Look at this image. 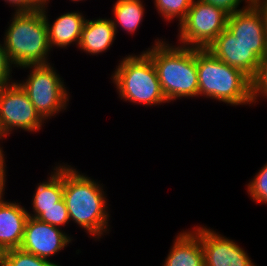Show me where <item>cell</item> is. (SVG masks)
<instances>
[{
  "instance_id": "cell-1",
  "label": "cell",
  "mask_w": 267,
  "mask_h": 266,
  "mask_svg": "<svg viewBox=\"0 0 267 266\" xmlns=\"http://www.w3.org/2000/svg\"><path fill=\"white\" fill-rule=\"evenodd\" d=\"M72 163V164H71ZM73 162L63 161V200L67 206L70 227H76L92 243L112 235L111 200L102 179L82 172ZM102 181V182H101ZM104 238V239H103Z\"/></svg>"
},
{
  "instance_id": "cell-2",
  "label": "cell",
  "mask_w": 267,
  "mask_h": 266,
  "mask_svg": "<svg viewBox=\"0 0 267 266\" xmlns=\"http://www.w3.org/2000/svg\"><path fill=\"white\" fill-rule=\"evenodd\" d=\"M169 38L158 34L142 51L152 60L170 105L190 98L198 100L196 48L178 45Z\"/></svg>"
},
{
  "instance_id": "cell-3",
  "label": "cell",
  "mask_w": 267,
  "mask_h": 266,
  "mask_svg": "<svg viewBox=\"0 0 267 266\" xmlns=\"http://www.w3.org/2000/svg\"><path fill=\"white\" fill-rule=\"evenodd\" d=\"M134 51V52H133ZM119 55L109 83L114 86L119 101L134 107L162 108L169 105L160 86L152 60L142 51ZM136 52V53H135ZM162 106V107H161Z\"/></svg>"
},
{
  "instance_id": "cell-4",
  "label": "cell",
  "mask_w": 267,
  "mask_h": 266,
  "mask_svg": "<svg viewBox=\"0 0 267 266\" xmlns=\"http://www.w3.org/2000/svg\"><path fill=\"white\" fill-rule=\"evenodd\" d=\"M196 63L198 99L236 109L254 107L252 80L241 70L222 62L207 49L196 48Z\"/></svg>"
},
{
  "instance_id": "cell-5",
  "label": "cell",
  "mask_w": 267,
  "mask_h": 266,
  "mask_svg": "<svg viewBox=\"0 0 267 266\" xmlns=\"http://www.w3.org/2000/svg\"><path fill=\"white\" fill-rule=\"evenodd\" d=\"M10 14L1 37L15 70L52 63L53 51L43 11Z\"/></svg>"
},
{
  "instance_id": "cell-6",
  "label": "cell",
  "mask_w": 267,
  "mask_h": 266,
  "mask_svg": "<svg viewBox=\"0 0 267 266\" xmlns=\"http://www.w3.org/2000/svg\"><path fill=\"white\" fill-rule=\"evenodd\" d=\"M54 65L52 62L22 67L18 71L25 73L21 79H16L28 94L37 113L47 124L56 117L58 119L59 115L67 112L72 105V92L67 86L68 82L66 83L60 70L58 71Z\"/></svg>"
},
{
  "instance_id": "cell-7",
  "label": "cell",
  "mask_w": 267,
  "mask_h": 266,
  "mask_svg": "<svg viewBox=\"0 0 267 266\" xmlns=\"http://www.w3.org/2000/svg\"><path fill=\"white\" fill-rule=\"evenodd\" d=\"M229 12L203 0H193L186 18L172 34L175 43L190 48L206 49L226 29Z\"/></svg>"
},
{
  "instance_id": "cell-8",
  "label": "cell",
  "mask_w": 267,
  "mask_h": 266,
  "mask_svg": "<svg viewBox=\"0 0 267 266\" xmlns=\"http://www.w3.org/2000/svg\"><path fill=\"white\" fill-rule=\"evenodd\" d=\"M46 125L17 81L0 88V135L5 141L21 132L39 135Z\"/></svg>"
},
{
  "instance_id": "cell-9",
  "label": "cell",
  "mask_w": 267,
  "mask_h": 266,
  "mask_svg": "<svg viewBox=\"0 0 267 266\" xmlns=\"http://www.w3.org/2000/svg\"><path fill=\"white\" fill-rule=\"evenodd\" d=\"M190 228L200 237L205 266H259L239 240L202 222Z\"/></svg>"
},
{
  "instance_id": "cell-10",
  "label": "cell",
  "mask_w": 267,
  "mask_h": 266,
  "mask_svg": "<svg viewBox=\"0 0 267 266\" xmlns=\"http://www.w3.org/2000/svg\"><path fill=\"white\" fill-rule=\"evenodd\" d=\"M71 232L74 231L68 233L59 227L40 221L38 218L28 217L20 249L57 266H63L61 261L58 262L59 259L56 260V258L58 254L60 255L61 252L68 250V247L77 243V236Z\"/></svg>"
},
{
  "instance_id": "cell-11",
  "label": "cell",
  "mask_w": 267,
  "mask_h": 266,
  "mask_svg": "<svg viewBox=\"0 0 267 266\" xmlns=\"http://www.w3.org/2000/svg\"><path fill=\"white\" fill-rule=\"evenodd\" d=\"M226 28L236 39L250 46L261 60L267 55V27L262 12L254 3L229 13Z\"/></svg>"
},
{
  "instance_id": "cell-12",
  "label": "cell",
  "mask_w": 267,
  "mask_h": 266,
  "mask_svg": "<svg viewBox=\"0 0 267 266\" xmlns=\"http://www.w3.org/2000/svg\"><path fill=\"white\" fill-rule=\"evenodd\" d=\"M52 6L42 10L44 20L48 29V39L50 47L54 53L55 50L64 51L76 48L79 45L83 25L87 18V12L77 7V10L71 8L67 12H60L54 19L50 13ZM53 19V20H51Z\"/></svg>"
},
{
  "instance_id": "cell-13",
  "label": "cell",
  "mask_w": 267,
  "mask_h": 266,
  "mask_svg": "<svg viewBox=\"0 0 267 266\" xmlns=\"http://www.w3.org/2000/svg\"><path fill=\"white\" fill-rule=\"evenodd\" d=\"M206 49L222 62L241 70L251 80L257 74L261 59L227 28Z\"/></svg>"
},
{
  "instance_id": "cell-14",
  "label": "cell",
  "mask_w": 267,
  "mask_h": 266,
  "mask_svg": "<svg viewBox=\"0 0 267 266\" xmlns=\"http://www.w3.org/2000/svg\"><path fill=\"white\" fill-rule=\"evenodd\" d=\"M7 195L0 198V253L20 248L29 217L26 204L19 199H9Z\"/></svg>"
},
{
  "instance_id": "cell-15",
  "label": "cell",
  "mask_w": 267,
  "mask_h": 266,
  "mask_svg": "<svg viewBox=\"0 0 267 266\" xmlns=\"http://www.w3.org/2000/svg\"><path fill=\"white\" fill-rule=\"evenodd\" d=\"M117 34L114 25L108 15L100 17L87 16L83 25L81 38L77 49L80 54H86L91 58L101 57L106 54L117 42Z\"/></svg>"
},
{
  "instance_id": "cell-16",
  "label": "cell",
  "mask_w": 267,
  "mask_h": 266,
  "mask_svg": "<svg viewBox=\"0 0 267 266\" xmlns=\"http://www.w3.org/2000/svg\"><path fill=\"white\" fill-rule=\"evenodd\" d=\"M63 160L54 161L51 169L47 170L46 179L39 180L34 184L31 191L30 205L26 206L28 216L38 218L42 214V208L56 206L63 198ZM42 181V182H41ZM30 206V207H28Z\"/></svg>"
},
{
  "instance_id": "cell-17",
  "label": "cell",
  "mask_w": 267,
  "mask_h": 266,
  "mask_svg": "<svg viewBox=\"0 0 267 266\" xmlns=\"http://www.w3.org/2000/svg\"><path fill=\"white\" fill-rule=\"evenodd\" d=\"M161 266H205L200 237L191 229L177 231Z\"/></svg>"
},
{
  "instance_id": "cell-18",
  "label": "cell",
  "mask_w": 267,
  "mask_h": 266,
  "mask_svg": "<svg viewBox=\"0 0 267 266\" xmlns=\"http://www.w3.org/2000/svg\"><path fill=\"white\" fill-rule=\"evenodd\" d=\"M111 16H108L119 38L120 32L135 37L143 26L149 8L148 0H113ZM147 3V4H146ZM142 25V26H141ZM136 33V34H135Z\"/></svg>"
},
{
  "instance_id": "cell-19",
  "label": "cell",
  "mask_w": 267,
  "mask_h": 266,
  "mask_svg": "<svg viewBox=\"0 0 267 266\" xmlns=\"http://www.w3.org/2000/svg\"><path fill=\"white\" fill-rule=\"evenodd\" d=\"M153 2L152 9L156 10V15L165 22V26H172L177 23L176 27L186 18L193 0H151ZM175 21V22H174ZM167 24V25H166Z\"/></svg>"
},
{
  "instance_id": "cell-20",
  "label": "cell",
  "mask_w": 267,
  "mask_h": 266,
  "mask_svg": "<svg viewBox=\"0 0 267 266\" xmlns=\"http://www.w3.org/2000/svg\"><path fill=\"white\" fill-rule=\"evenodd\" d=\"M250 178L245 184L246 195L255 205L267 206V161Z\"/></svg>"
},
{
  "instance_id": "cell-21",
  "label": "cell",
  "mask_w": 267,
  "mask_h": 266,
  "mask_svg": "<svg viewBox=\"0 0 267 266\" xmlns=\"http://www.w3.org/2000/svg\"><path fill=\"white\" fill-rule=\"evenodd\" d=\"M0 266H57L20 248L0 253Z\"/></svg>"
},
{
  "instance_id": "cell-22",
  "label": "cell",
  "mask_w": 267,
  "mask_h": 266,
  "mask_svg": "<svg viewBox=\"0 0 267 266\" xmlns=\"http://www.w3.org/2000/svg\"><path fill=\"white\" fill-rule=\"evenodd\" d=\"M38 219L52 226L59 227L69 233L68 228H70V218L63 198L56 203V206L42 208V214Z\"/></svg>"
},
{
  "instance_id": "cell-23",
  "label": "cell",
  "mask_w": 267,
  "mask_h": 266,
  "mask_svg": "<svg viewBox=\"0 0 267 266\" xmlns=\"http://www.w3.org/2000/svg\"><path fill=\"white\" fill-rule=\"evenodd\" d=\"M252 101L255 108L267 101V55L261 60L257 74L252 79Z\"/></svg>"
},
{
  "instance_id": "cell-24",
  "label": "cell",
  "mask_w": 267,
  "mask_h": 266,
  "mask_svg": "<svg viewBox=\"0 0 267 266\" xmlns=\"http://www.w3.org/2000/svg\"><path fill=\"white\" fill-rule=\"evenodd\" d=\"M14 69L15 67L8 57L2 38L0 37V88L16 81L18 76H13L18 72H16L17 70Z\"/></svg>"
},
{
  "instance_id": "cell-25",
  "label": "cell",
  "mask_w": 267,
  "mask_h": 266,
  "mask_svg": "<svg viewBox=\"0 0 267 266\" xmlns=\"http://www.w3.org/2000/svg\"><path fill=\"white\" fill-rule=\"evenodd\" d=\"M224 8L229 13L243 10L253 4L254 0H203Z\"/></svg>"
},
{
  "instance_id": "cell-26",
  "label": "cell",
  "mask_w": 267,
  "mask_h": 266,
  "mask_svg": "<svg viewBox=\"0 0 267 266\" xmlns=\"http://www.w3.org/2000/svg\"><path fill=\"white\" fill-rule=\"evenodd\" d=\"M11 10V13L28 12V0H0Z\"/></svg>"
},
{
  "instance_id": "cell-27",
  "label": "cell",
  "mask_w": 267,
  "mask_h": 266,
  "mask_svg": "<svg viewBox=\"0 0 267 266\" xmlns=\"http://www.w3.org/2000/svg\"><path fill=\"white\" fill-rule=\"evenodd\" d=\"M54 0H28V12L42 11L52 6Z\"/></svg>"
},
{
  "instance_id": "cell-28",
  "label": "cell",
  "mask_w": 267,
  "mask_h": 266,
  "mask_svg": "<svg viewBox=\"0 0 267 266\" xmlns=\"http://www.w3.org/2000/svg\"><path fill=\"white\" fill-rule=\"evenodd\" d=\"M6 142H0V174H9L8 167V153L6 152ZM5 144V146L3 145ZM7 163V164H6Z\"/></svg>"
},
{
  "instance_id": "cell-29",
  "label": "cell",
  "mask_w": 267,
  "mask_h": 266,
  "mask_svg": "<svg viewBox=\"0 0 267 266\" xmlns=\"http://www.w3.org/2000/svg\"><path fill=\"white\" fill-rule=\"evenodd\" d=\"M8 176H11L9 174H0V198L7 193V191L9 190L8 187Z\"/></svg>"
},
{
  "instance_id": "cell-30",
  "label": "cell",
  "mask_w": 267,
  "mask_h": 266,
  "mask_svg": "<svg viewBox=\"0 0 267 266\" xmlns=\"http://www.w3.org/2000/svg\"><path fill=\"white\" fill-rule=\"evenodd\" d=\"M253 3L262 12L265 25L267 26V0H254Z\"/></svg>"
},
{
  "instance_id": "cell-31",
  "label": "cell",
  "mask_w": 267,
  "mask_h": 266,
  "mask_svg": "<svg viewBox=\"0 0 267 266\" xmlns=\"http://www.w3.org/2000/svg\"><path fill=\"white\" fill-rule=\"evenodd\" d=\"M86 1H88V0H69L67 3H69V2L73 3V4L76 3V6H77V4H79V3L82 4V3L86 2ZM89 2H90V0H89Z\"/></svg>"
},
{
  "instance_id": "cell-32",
  "label": "cell",
  "mask_w": 267,
  "mask_h": 266,
  "mask_svg": "<svg viewBox=\"0 0 267 266\" xmlns=\"http://www.w3.org/2000/svg\"><path fill=\"white\" fill-rule=\"evenodd\" d=\"M0 142H7V141H5L0 135Z\"/></svg>"
}]
</instances>
